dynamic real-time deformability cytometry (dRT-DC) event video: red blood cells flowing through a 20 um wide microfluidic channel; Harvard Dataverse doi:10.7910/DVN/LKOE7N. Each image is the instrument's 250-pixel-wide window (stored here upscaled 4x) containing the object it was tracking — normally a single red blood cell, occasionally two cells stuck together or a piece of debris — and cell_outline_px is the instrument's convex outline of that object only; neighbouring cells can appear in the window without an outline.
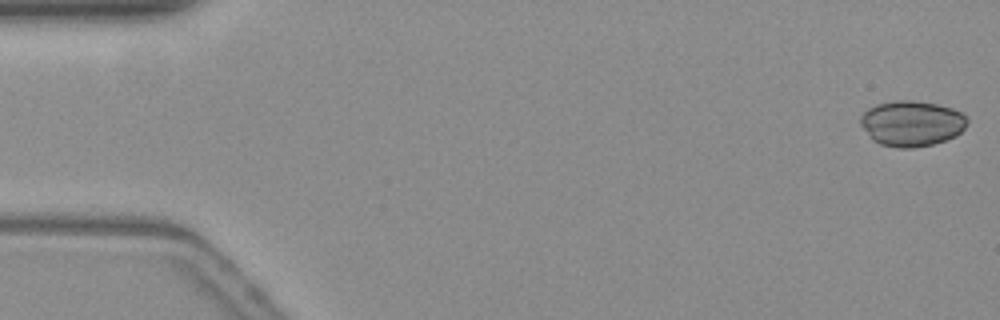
{"species": "common noctule bat (a hibernating species)", "species_latin": "Nyctalus noctula", "temperature_condition": "warm", "stored_images_in_passage": 33, "camera_frame_rate_fps": 3000, "um_per_image_px": 0.085, "animal": {"sex": "female", "body_mass_g": 19.3, "forearm_length_mm": 54.1}, "frame": {"image": 1, "passage_image": 1, "time_ms": 0.0, "image_size_px": [1000, 320], "cell_outline_px": [[968, 124], [956, 136], [932, 144], [912, 148], [896, 148], [880, 144], [872, 140], [860, 124], [860, 116], [868, 108], [876, 104], [896, 100], [912, 100], [936, 104], [952, 108], [964, 112], [968, 120]], "centroid_in_image_um": [77.49, 10.49], "position_along_channel_um": 7.5, "area_um2": 28.55}}
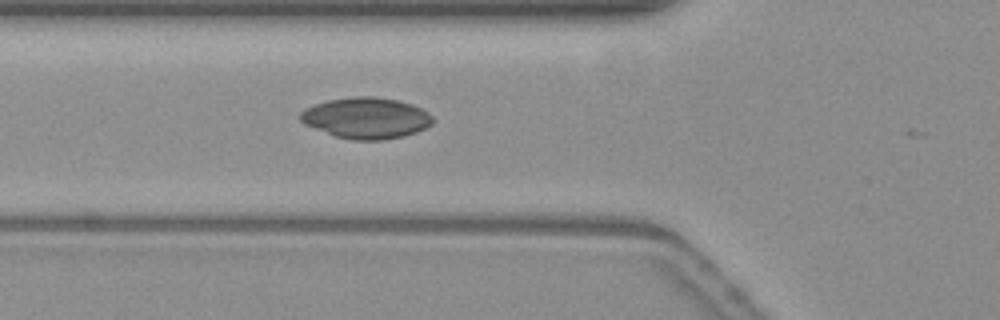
{"frame": {"image": 2, "passage_image": 19, "time_ms": 6.0, "image_size_px": [1000, 320], "cell_outline_px": [[432, 124], [416, 132], [404, 136], [384, 140], [352, 140], [336, 136], [304, 124], [300, 120], [300, 112], [316, 104], [328, 100], [356, 96], [372, 96], [400, 100], [412, 104], [428, 112], [432, 116]], "centroid_in_image_um": [31.15, 10.03], "position_along_channel_um": 94.7, "area_um2": 31.56}}
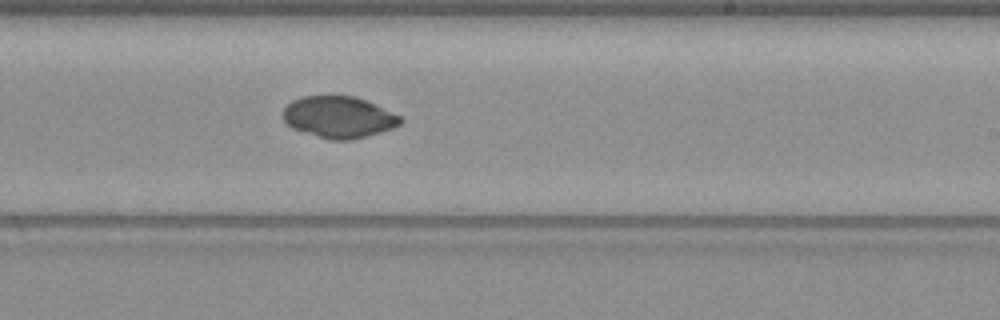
{"frame": {"image": 3, "passage_image": 32, "time_ms": 10.333, "image_size_px": [1000, 320], "cell_outline_px": [[404, 120], [400, 124], [392, 128], [368, 136], [348, 140], [332, 140], [292, 128], [284, 120], [284, 108], [292, 100], [300, 96], [356, 96], [376, 104], [400, 116]], "centroid_in_image_um": [28.81, 9.94], "position_along_channel_um": 260.2, "area_um2": 28.26}}